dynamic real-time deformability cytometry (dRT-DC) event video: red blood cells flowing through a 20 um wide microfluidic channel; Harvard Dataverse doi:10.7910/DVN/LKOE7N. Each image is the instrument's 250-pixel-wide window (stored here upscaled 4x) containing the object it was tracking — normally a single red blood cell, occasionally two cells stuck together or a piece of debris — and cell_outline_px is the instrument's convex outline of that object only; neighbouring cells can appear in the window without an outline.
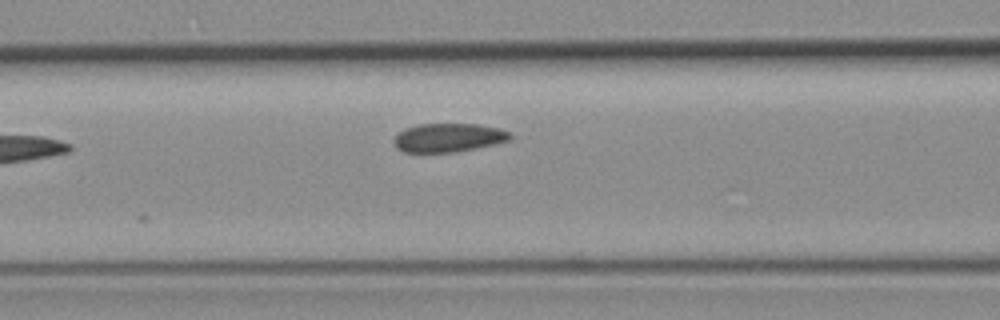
{"species": "common noctule bat (a hibernating species)", "species_latin": "Nyctalus noctula", "temperature_condition": "room temperature", "stored_images_in_passage": 4, "camera_frame_rate_fps": 3000, "um_per_image_px": 0.085, "animal": {"sex": "female", "body_mass_g": 19.3, "forearm_length_mm": 54.1}, "frame": {"image": 1, "passage_image": 4, "time_ms": 3.667, "image_size_px": [1000, 320], "cell_outline_px": [[512, 136], [508, 140], [476, 148], [456, 152], [404, 152], [396, 148], [392, 140], [404, 128], [420, 124], [476, 124], [500, 128], [512, 132]], "centroid_in_image_um": [38.1, 11.7], "position_along_channel_um": 128.5, "area_um2": 19.42}}